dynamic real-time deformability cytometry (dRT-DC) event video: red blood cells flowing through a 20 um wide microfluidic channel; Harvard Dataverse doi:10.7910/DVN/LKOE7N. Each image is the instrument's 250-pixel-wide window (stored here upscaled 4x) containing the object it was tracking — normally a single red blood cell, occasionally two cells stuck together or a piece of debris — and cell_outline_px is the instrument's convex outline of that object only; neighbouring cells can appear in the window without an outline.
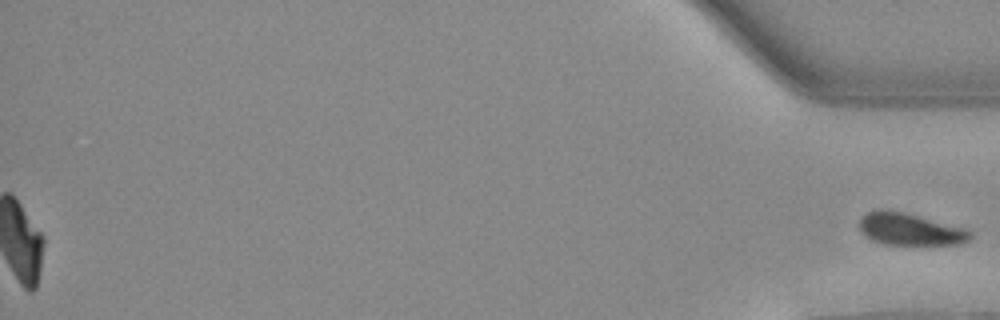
{"species": "Egyptian fruit bat (a non-hibernating species)", "species_latin": "Rousettus aegyptiacus", "temperature_condition": "warm", "stored_images_in_passage": 53, "segment_of_instrument_passage": [2, 2], "camera_frame_rate_fps": 3000, "um_per_image_px": 0.085, "animal": {"sex": "female"}, "frame": {"image": 1, "passage_image": 53, "time_ms": 17.333, "image_size_px": [1000, 320], "cell_outline_px": [[972, 236], [968, 240], [960, 244], [884, 244], [872, 240], [860, 228], [860, 220], [868, 212], [904, 212], [972, 228]], "centroid_in_image_um": [77.52, 19.5], "position_along_channel_um": 357.7, "area_um2": 20.4}}